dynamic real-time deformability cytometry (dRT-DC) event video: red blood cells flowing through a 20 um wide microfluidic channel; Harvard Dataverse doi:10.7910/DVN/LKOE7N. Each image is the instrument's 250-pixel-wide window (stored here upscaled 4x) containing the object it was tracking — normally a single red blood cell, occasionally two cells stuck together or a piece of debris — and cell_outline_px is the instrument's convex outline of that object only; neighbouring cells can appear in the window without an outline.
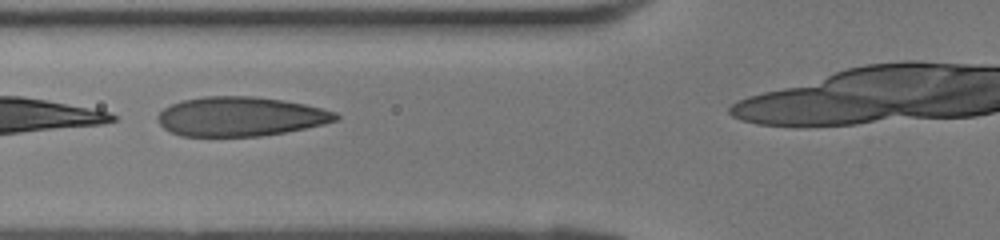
{"species": "human", "species_latin": "Homo sapiens", "temperature_condition": "room temperature", "stored_images_in_passage": 26, "camera_frame_rate_fps": 3000, "um_per_image_px": 0.085, "donor": {"sex": "female"}, "frame": {"image": 1, "passage_image": 11, "time_ms": 3.333, "image_size_px": [1000, 240], "cell_outline_px": [[340, 120], [324, 124], [284, 132], [260, 136], [180, 136], [164, 128], [160, 124], [156, 116], [164, 108], [172, 104], [184, 100], [204, 96], [252, 96], [280, 100], [304, 104], [336, 112], [340, 116]], "centroid_in_image_um": [20.44, 9.9], "position_along_channel_um": 105.4, "area_um2": 40.63}}
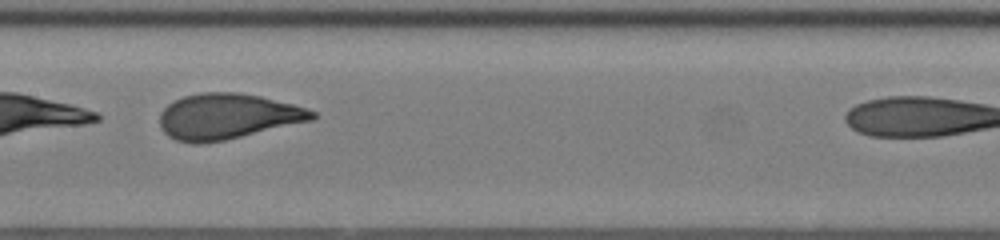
{"frame": {"image": 2, "passage_image": 16, "time_ms": 5.0, "image_size_px": [1000, 240], "cell_outline_px": [[320, 116], [312, 120], [224, 140], [204, 144], [192, 144], [176, 140], [168, 136], [160, 128], [160, 112], [172, 100], [184, 96], [200, 92], [236, 92], [260, 96], [292, 104], [316, 112]], "centroid_in_image_um": [19.29, 9.89], "position_along_channel_um": 188.1, "area_um2": 40.58}}
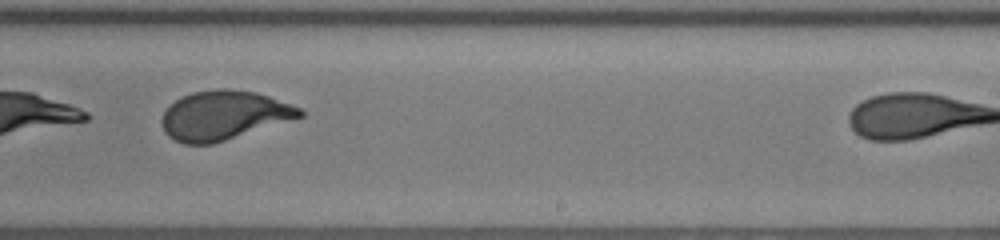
{"frame": {"image": 3, "passage_image": 21, "time_ms": 6.667, "image_size_px": [1000, 240], "cell_outline_px": [[304, 116], [212, 144], [184, 144], [168, 136], [164, 132], [160, 120], [164, 112], [176, 100], [192, 92], [216, 88], [228, 88], [256, 92], [268, 96], [300, 108], [304, 112]], "centroid_in_image_um": [19.0, 9.8], "position_along_channel_um": 270.0, "area_um2": 39.25}}